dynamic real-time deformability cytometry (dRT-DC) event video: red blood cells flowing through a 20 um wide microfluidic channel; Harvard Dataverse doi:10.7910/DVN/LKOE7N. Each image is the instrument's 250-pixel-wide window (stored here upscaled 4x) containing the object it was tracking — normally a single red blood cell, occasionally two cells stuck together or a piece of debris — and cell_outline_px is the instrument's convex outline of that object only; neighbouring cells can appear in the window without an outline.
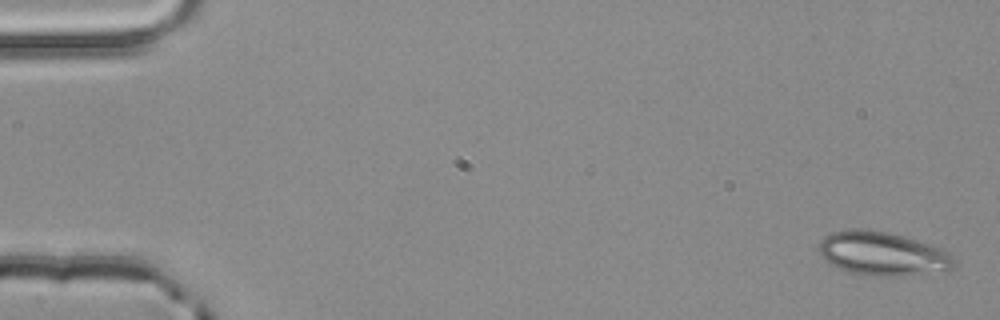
{"species": "common noctule bat (a hibernating species)", "species_latin": "Nyctalus noctula", "temperature_condition": "room temperature", "stored_images_in_passage": 4, "camera_frame_rate_fps": 3000, "um_per_image_px": 0.085, "animal": {"sex": "male", "body_mass_g": 20.4}, "frame": {"image": 1, "passage_image": 1, "time_ms": 0.0, "image_size_px": [1000, 320], "cell_outline_px": [[956, 264], [948, 272], [904, 276], [868, 276], [848, 272], [828, 264], [820, 256], [820, 244], [824, 236], [832, 232], [852, 228], [856, 228], [888, 232], [904, 236], [932, 244], [944, 248], [952, 256]], "centroid_in_image_um": [75.06, 21.58], "position_along_channel_um": 9.9, "area_um2": 35.26}}